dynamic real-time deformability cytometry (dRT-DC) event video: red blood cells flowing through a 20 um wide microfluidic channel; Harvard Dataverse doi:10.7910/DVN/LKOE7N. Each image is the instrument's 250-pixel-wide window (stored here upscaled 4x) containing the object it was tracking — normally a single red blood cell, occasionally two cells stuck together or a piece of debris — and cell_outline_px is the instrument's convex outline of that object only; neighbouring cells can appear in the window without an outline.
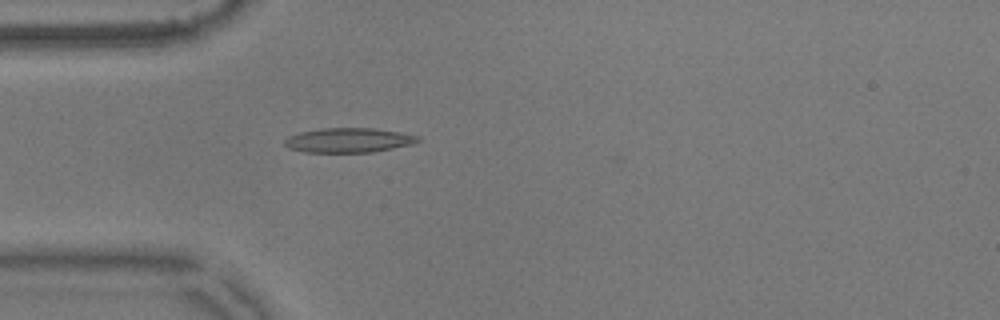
{"species": "common noctule bat (a hibernating species)", "species_latin": "Nyctalus noctula", "temperature_condition": "warm", "stored_images_in_passage": 46, "camera_frame_rate_fps": 3000, "um_per_image_px": 0.085, "animal": {"sex": "male", "body_mass_g": 17.9}, "frame": {"image": 1, "passage_image": 6, "time_ms": 1.667, "image_size_px": [1000, 320], "cell_outline_px": [[420, 140], [412, 144], [372, 152], [304, 152], [288, 148], [284, 144], [284, 140], [288, 136], [300, 132], [324, 128], [372, 128], [400, 132], [420, 136]], "centroid_in_image_um": [29.62, 11.92], "position_along_channel_um": 55.4, "area_um2": 19.02}}
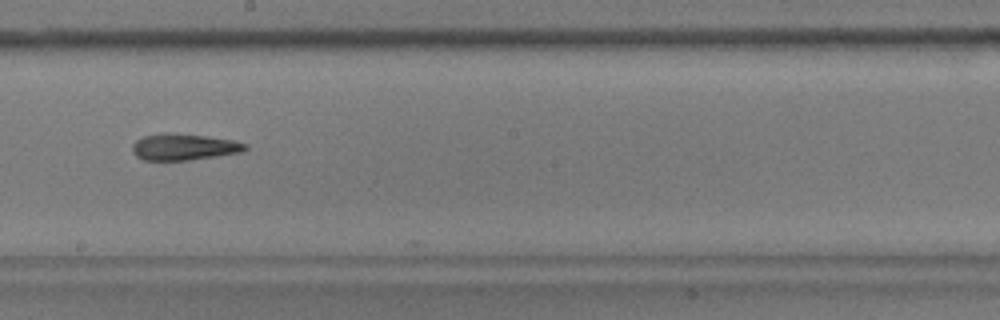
{"frame": {"image": 2, "passage_image": 21, "time_ms": 6.667, "image_size_px": [1000, 320], "cell_outline_px": [[248, 148], [244, 152], [188, 160], [144, 160], [136, 156], [132, 152], [132, 144], [136, 140], [144, 136], [204, 136], [232, 140], [248, 144]], "centroid_in_image_um": [15.68, 12.55], "position_along_channel_um": 232.5, "area_um2": 16.53}}
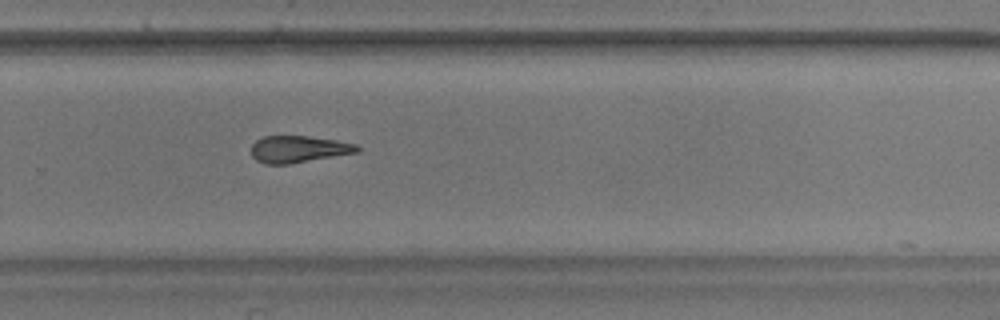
{"frame": {"image": 3, "passage_image": 27, "time_ms": 8.667, "image_size_px": [1000, 320], "cell_outline_px": [[360, 148], [356, 152], [288, 164], [264, 164], [256, 160], [252, 156], [252, 144], [256, 140], [264, 136], [308, 136], [336, 140], [356, 144]], "centroid_in_image_um": [25.33, 12.67], "position_along_channel_um": 304.5, "area_um2": 16.36}}